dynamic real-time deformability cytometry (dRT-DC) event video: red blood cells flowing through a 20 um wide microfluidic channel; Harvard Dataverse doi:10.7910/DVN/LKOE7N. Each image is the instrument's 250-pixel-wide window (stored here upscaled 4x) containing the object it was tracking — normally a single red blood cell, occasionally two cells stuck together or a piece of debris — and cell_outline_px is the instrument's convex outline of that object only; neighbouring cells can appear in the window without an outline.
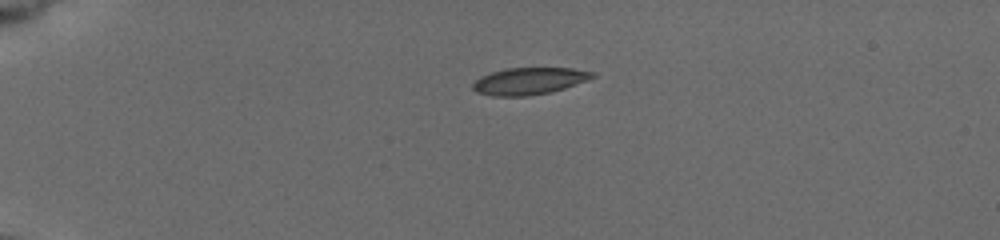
{"species": "common noctule bat (a hibernating species)", "species_latin": "Nyctalus noctula", "temperature_condition": "cold", "stored_images_in_passage": 16, "camera_frame_rate_fps": 3000, "um_per_image_px": 0.085, "animal": {"sex": "female", "body_mass_g": 19.5, "forearm_length_mm": 54.1}, "frame": {"image": 1, "passage_image": 1, "time_ms": 0.0, "image_size_px": [1000, 240], "cell_outline_px": [[596, 76], [564, 88], [552, 92], [528, 96], [492, 96], [476, 92], [472, 88], [472, 84], [480, 76], [492, 72], [508, 68], [572, 68], [596, 72]], "centroid_in_image_um": [44.96, 6.89], "position_along_channel_um": 40.0, "area_um2": 18.79}}
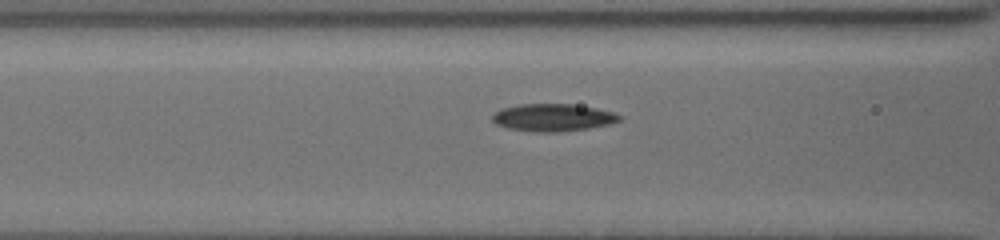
{"frame": {"image": 2, "passage_image": 10, "time_ms": 3.667, "image_size_px": [1000, 240], "cell_outline_px": [[624, 116], [620, 120], [612, 124], [588, 128], [556, 132], [532, 132], [508, 128], [496, 124], [492, 120], [492, 116], [500, 108], [520, 104], [572, 104], [596, 108], [612, 112]], "centroid_in_image_um": [47.0, 9.99], "position_along_channel_um": 119.6, "area_um2": 20.4}}
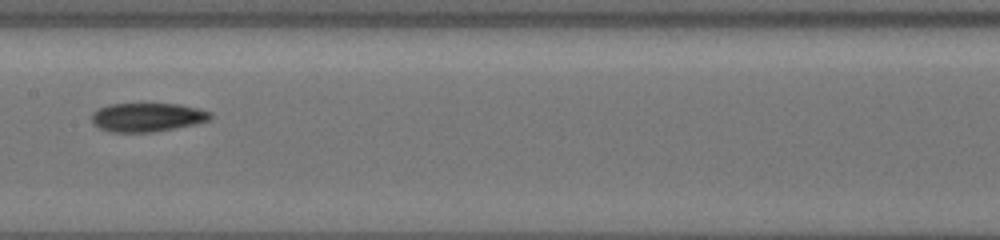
{"frame": {"image": 3, "passage_image": 14, "time_ms": 5.667, "image_size_px": [1000, 240], "cell_outline_px": [[212, 120], [172, 128], [148, 132], [112, 132], [100, 128], [92, 120], [92, 112], [108, 104], [180, 104], [200, 108], [212, 112]], "centroid_in_image_um": [12.55, 9.95], "position_along_channel_um": 194.8, "area_um2": 19.71}}